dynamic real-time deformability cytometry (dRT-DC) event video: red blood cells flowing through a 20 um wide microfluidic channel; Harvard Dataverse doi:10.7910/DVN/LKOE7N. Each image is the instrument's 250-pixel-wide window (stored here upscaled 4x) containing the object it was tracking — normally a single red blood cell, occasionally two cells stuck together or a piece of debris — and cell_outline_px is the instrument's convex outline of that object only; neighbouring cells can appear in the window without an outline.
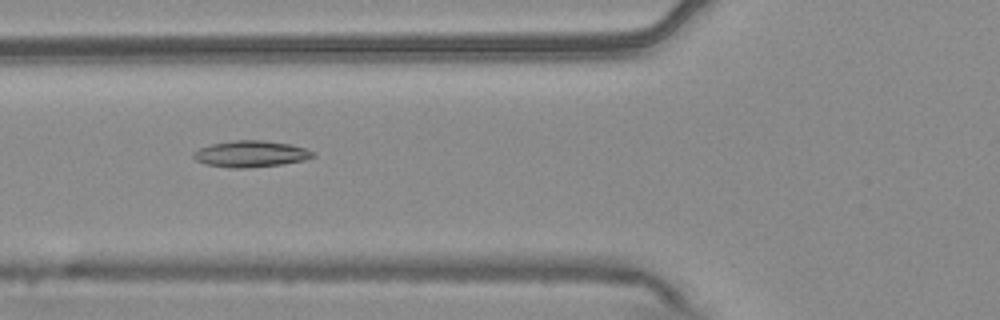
{"species": "common noctule bat (a hibernating species)", "species_latin": "Nyctalus noctula", "temperature_condition": "warm", "stored_images_in_passage": 55, "camera_frame_rate_fps": 3000, "um_per_image_px": 0.085, "animal": {"sex": "male", "body_mass_g": 20.4}, "frame": {"image": 1, "passage_image": 21, "time_ms": 6.667, "image_size_px": [1000, 320], "cell_outline_px": [[316, 156], [304, 160], [280, 164], [244, 168], [232, 168], [204, 164], [196, 160], [192, 156], [192, 152], [200, 148], [212, 144], [236, 140], [260, 140], [288, 144], [304, 148], [316, 152]], "centroid_in_image_um": [21.3, 13.08], "position_along_channel_um": 104.5, "area_um2": 18.21}}
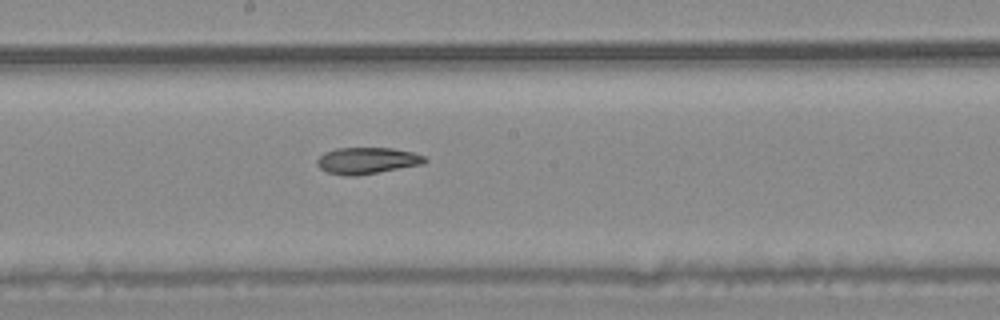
{"frame": {"image": 2, "passage_image": 30, "time_ms": 9.667, "image_size_px": [1000, 320], "cell_outline_px": [[428, 160], [424, 164], [356, 176], [344, 176], [328, 172], [320, 168], [316, 164], [316, 160], [324, 152], [336, 148], [392, 148], [412, 152], [424, 156]], "centroid_in_image_um": [31.19, 13.65], "position_along_channel_um": 217.0, "area_um2": 16.7}}
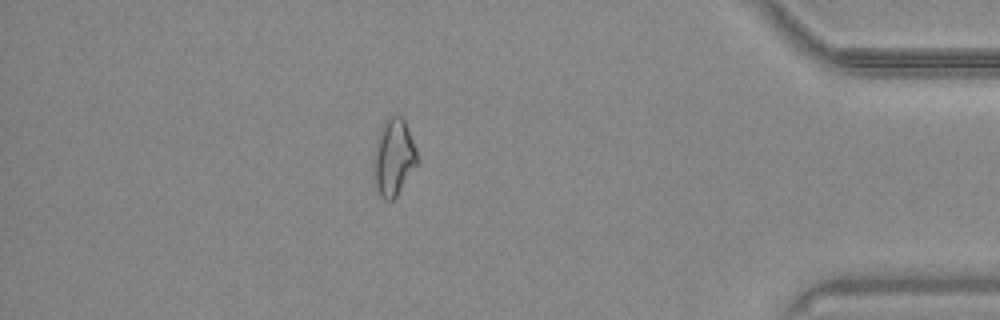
{"frame": {"image": 3, "passage_image": 48, "time_ms": 15.667, "image_size_px": [1000, 320], "cell_outline_px": [[416, 164], [396, 196], [392, 200], [384, 200], [380, 196], [372, 176], [376, 140], [380, 128], [384, 120], [388, 116], [400, 116], [404, 120], [416, 148]], "centroid_in_image_um": [33.41, 13.36], "position_along_channel_um": 401.8, "area_um2": 19.25}}